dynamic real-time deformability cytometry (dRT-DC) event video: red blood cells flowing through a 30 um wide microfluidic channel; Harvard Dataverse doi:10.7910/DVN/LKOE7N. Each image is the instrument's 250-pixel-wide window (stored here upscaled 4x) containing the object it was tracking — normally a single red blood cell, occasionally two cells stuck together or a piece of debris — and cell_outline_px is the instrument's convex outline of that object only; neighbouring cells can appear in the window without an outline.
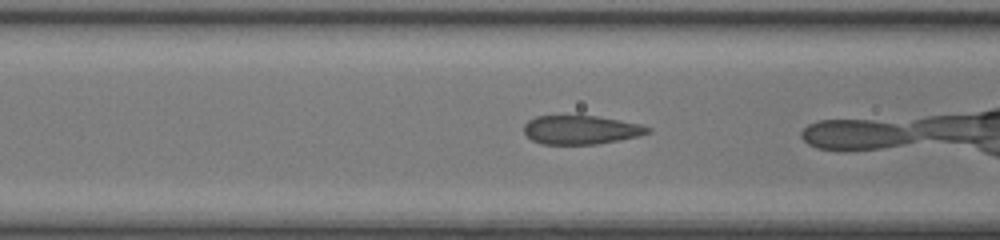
{"species": "common noctule bat (a hibernating species)", "species_latin": "Nyctalus noctula", "temperature_condition": "room temperature", "stored_images_in_passage": 24, "camera_frame_rate_fps": 3000, "um_per_image_px": 0.085, "animal": {"sex": "female", "body_mass_g": 17.0, "forearm_length_mm": 48.0}, "frame": {"image": 1, "passage_image": 4, "time_ms": 1.0, "image_size_px": [1000, 240], "cell_outline_px": [[652, 132], [640, 136], [620, 140], [596, 144], [540, 144], [532, 140], [524, 132], [524, 124], [528, 120], [536, 116], [596, 116], [620, 120], [640, 124], [652, 128]], "centroid_in_image_um": [49.41, 11.04], "position_along_channel_um": 117.2, "area_um2": 20.87}}
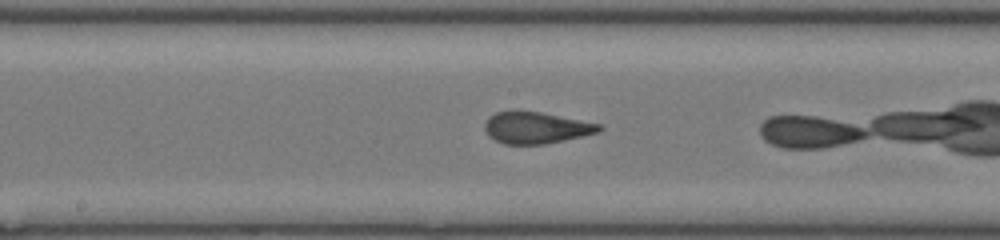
{"frame": {"image": 2, "passage_image": 10, "time_ms": 3.0, "image_size_px": [1000, 240], "cell_outline_px": [[604, 128], [600, 132], [584, 136], [544, 144], [504, 144], [488, 136], [484, 128], [484, 124], [488, 116], [496, 112], [540, 112], [600, 124]], "centroid_in_image_um": [45.57, 10.87], "position_along_channel_um": 202.6, "area_um2": 20.87}}
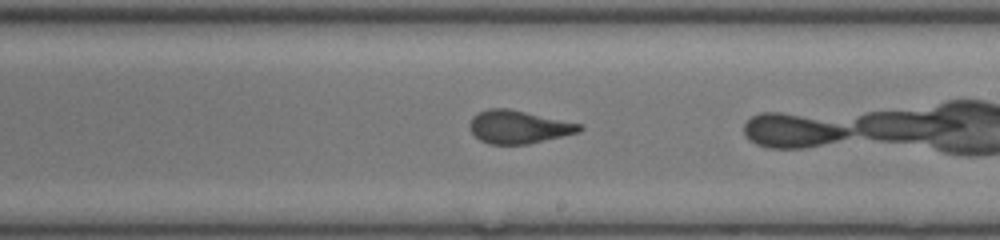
{"frame": {"image": 3, "passage_image": 13, "time_ms": 4.0, "image_size_px": [1000, 240], "cell_outline_px": [[584, 128], [580, 132], [528, 144], [488, 144], [480, 140], [472, 132], [468, 124], [472, 116], [488, 108], [508, 108], [580, 124]], "centroid_in_image_um": [44.05, 10.79], "position_along_channel_um": 245.0, "area_um2": 20.98}}